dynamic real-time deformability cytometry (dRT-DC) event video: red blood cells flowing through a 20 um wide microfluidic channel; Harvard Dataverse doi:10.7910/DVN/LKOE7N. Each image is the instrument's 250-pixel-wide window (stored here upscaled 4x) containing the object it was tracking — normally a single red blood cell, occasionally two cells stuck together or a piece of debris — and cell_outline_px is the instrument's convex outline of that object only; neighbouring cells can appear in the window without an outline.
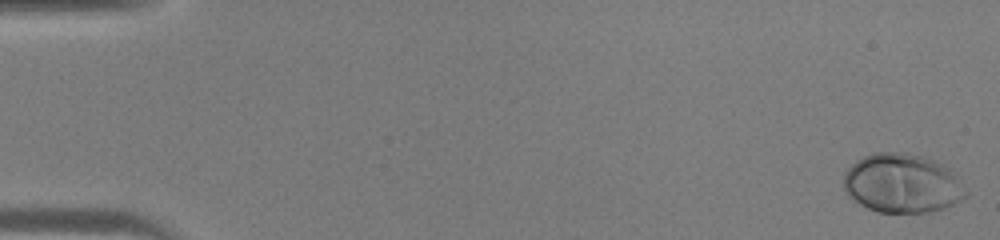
{"species": "human", "species_latin": "Homo sapiens", "temperature_condition": "warm", "stored_images_in_passage": 45, "camera_frame_rate_fps": 3000, "um_per_image_px": 0.085, "donor": {"sex": "male"}, "frame": {"image": 1, "passage_image": 1, "time_ms": 0.0, "image_size_px": [1000, 240], "cell_outline_px": [[968, 196], [944, 208], [928, 212], [876, 212], [860, 204], [848, 196], [844, 192], [844, 172], [856, 160], [872, 152], [900, 152], [924, 156], [944, 164], [956, 172], [968, 192]], "centroid_in_image_um": [76.71, 15.57], "position_along_channel_um": 8.3, "area_um2": 42.6}}
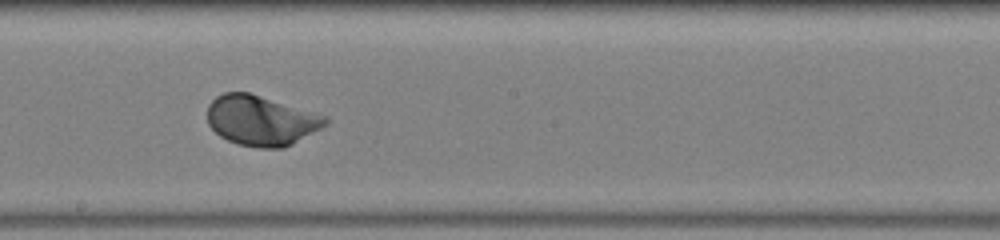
{"frame": {"image": 2, "passage_image": 26, "time_ms": 8.333, "image_size_px": [1000, 240], "cell_outline_px": [[328, 124], [292, 144], [284, 148], [260, 148], [240, 144], [228, 140], [220, 136], [208, 124], [208, 104], [216, 96], [224, 92], [248, 92], [328, 116]], "centroid_in_image_um": [22.2, 10.24], "position_along_channel_um": 226.0, "area_um2": 34.33}}
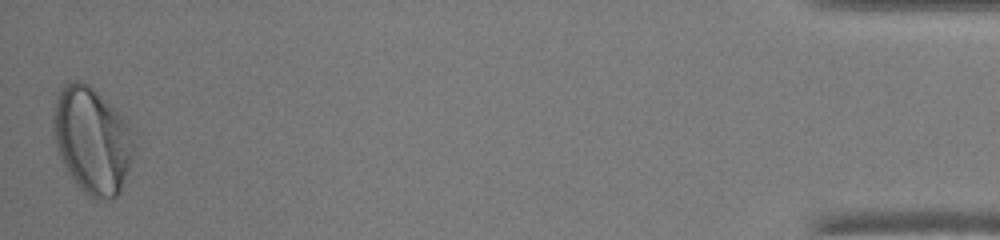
{"frame": {"image": 3, "passage_image": 45, "time_ms": 14.667, "image_size_px": [1000, 240], "cell_outline_px": [[132, 160], [120, 192], [112, 200], [96, 200], [88, 196], [76, 184], [60, 156], [56, 144], [52, 124], [52, 120], [56, 100], [60, 88], [68, 80], [80, 80], [88, 84], [128, 120], [132, 140]], "centroid_in_image_um": [7.83, 11.91], "position_along_channel_um": 427.4, "area_um2": 49.82}}